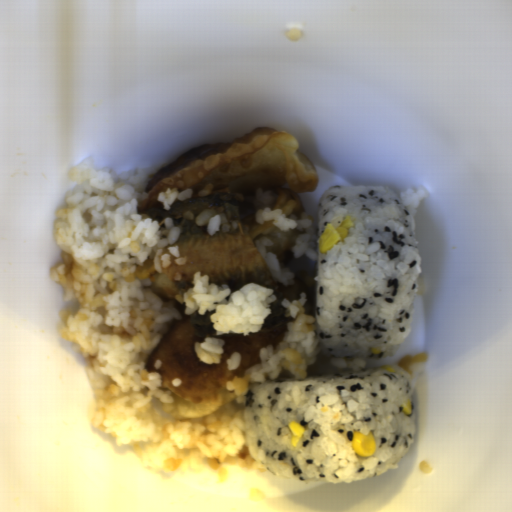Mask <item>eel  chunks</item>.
Here are the masks:
<instances>
[{
  "label": "eel chunks",
  "instance_id": "eel-chunks-1",
  "mask_svg": "<svg viewBox=\"0 0 512 512\" xmlns=\"http://www.w3.org/2000/svg\"><path fill=\"white\" fill-rule=\"evenodd\" d=\"M165 209L163 204L139 213L142 219L150 217L157 220L161 228H165V218L170 217L174 227L179 228V236L174 245L181 257H186V263L179 265L177 258L169 252L167 246L161 248L162 254L170 255L169 267H162L156 273L150 288L161 300H173L177 292L188 291L194 287V273L200 271L201 277L208 275L209 285L228 284L231 293L236 292L247 283H257L274 290L276 301L269 304L271 313L264 319L258 332H249L255 335L283 327L287 321L284 308L281 305L284 294L275 284L271 273L258 251L251 231L244 223V219L253 216L256 206L241 193L214 191L207 196L193 193L185 200H176ZM214 208L217 212H224L231 229L209 236L206 227H198L194 221L205 209Z\"/></svg>",
  "mask_w": 512,
  "mask_h": 512
},
{
  "label": "eel chunks",
  "instance_id": "eel-chunks-2",
  "mask_svg": "<svg viewBox=\"0 0 512 512\" xmlns=\"http://www.w3.org/2000/svg\"><path fill=\"white\" fill-rule=\"evenodd\" d=\"M212 313H216V309H212V311L206 309L204 315H200L196 309L193 313L187 315L188 325L194 331L196 337H216L218 329L213 328L214 323L210 318Z\"/></svg>",
  "mask_w": 512,
  "mask_h": 512
},
{
  "label": "eel chunks",
  "instance_id": "eel-chunks-3",
  "mask_svg": "<svg viewBox=\"0 0 512 512\" xmlns=\"http://www.w3.org/2000/svg\"><path fill=\"white\" fill-rule=\"evenodd\" d=\"M241 336H246V335H244L242 332L228 331V333H224L222 335H217V338H236V337H241Z\"/></svg>",
  "mask_w": 512,
  "mask_h": 512
}]
</instances>
